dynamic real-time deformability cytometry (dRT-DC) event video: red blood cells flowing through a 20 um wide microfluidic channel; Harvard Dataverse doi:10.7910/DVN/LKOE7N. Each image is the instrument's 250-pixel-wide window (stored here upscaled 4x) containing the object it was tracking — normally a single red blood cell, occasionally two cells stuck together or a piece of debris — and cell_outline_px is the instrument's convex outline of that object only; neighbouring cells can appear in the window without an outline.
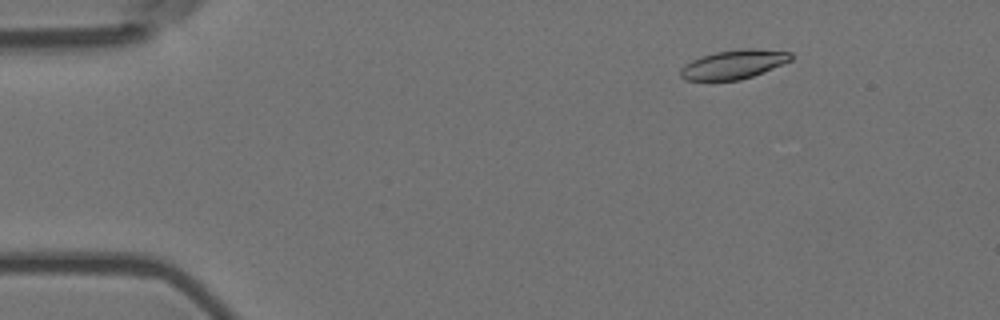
{"species": "Egyptian fruit bat (a non-hibernating species)", "species_latin": "Rousettus aegyptiacus", "temperature_condition": "room temperature", "stored_images_in_passage": 8, "camera_frame_rate_fps": 3000, "um_per_image_px": 0.085, "animal": {"sex": "female"}, "frame": {"image": 1, "passage_image": 3, "time_ms": 0.667, "image_size_px": [1000, 320], "cell_outline_px": [[792, 60], [764, 72], [740, 80], [684, 80], [680, 76], [680, 68], [684, 64], [700, 56], [716, 52], [740, 48], [752, 48], [792, 52]], "centroid_in_image_um": [62.35, 5.46], "position_along_channel_um": 22.6, "area_um2": 18.79}}
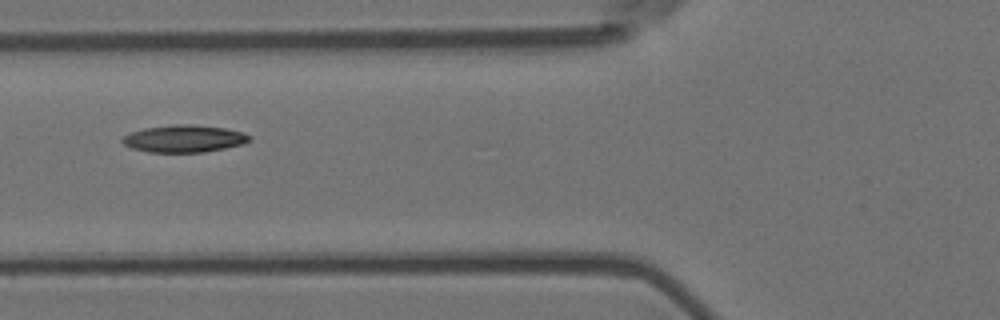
{"frame": {"image": 2, "passage_image": 7, "time_ms": 2.0, "image_size_px": [1000, 320], "cell_outline_px": [[252, 140], [244, 144], [204, 152], [148, 152], [132, 148], [124, 144], [120, 140], [124, 136], [132, 132], [144, 128], [176, 124], [192, 124], [224, 128], [244, 132], [252, 136]], "centroid_in_image_um": [15.69, 11.78], "position_along_channel_um": 110.1, "area_um2": 20.23}}
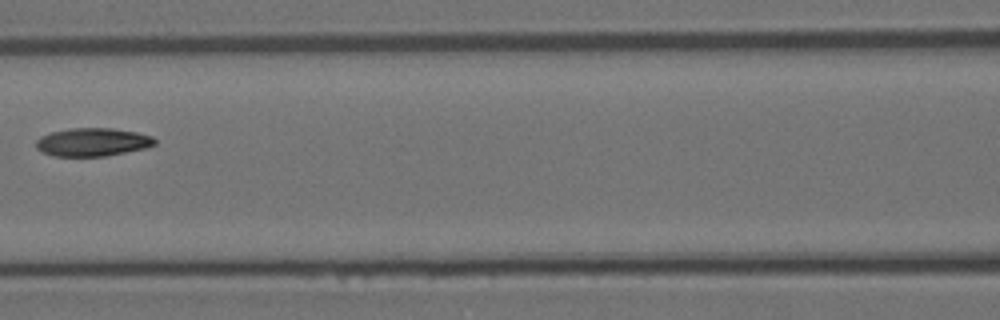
{"frame": {"image": 3, "passage_image": 8, "time_ms": 2.333, "image_size_px": [1000, 320], "cell_outline_px": [[156, 144], [144, 148], [104, 156], [56, 156], [44, 152], [36, 148], [36, 140], [40, 136], [52, 132], [72, 128], [112, 128], [136, 132], [152, 136], [156, 140]], "centroid_in_image_um": [7.86, 12.07], "position_along_channel_um": 158.7, "area_um2": 19.31}}